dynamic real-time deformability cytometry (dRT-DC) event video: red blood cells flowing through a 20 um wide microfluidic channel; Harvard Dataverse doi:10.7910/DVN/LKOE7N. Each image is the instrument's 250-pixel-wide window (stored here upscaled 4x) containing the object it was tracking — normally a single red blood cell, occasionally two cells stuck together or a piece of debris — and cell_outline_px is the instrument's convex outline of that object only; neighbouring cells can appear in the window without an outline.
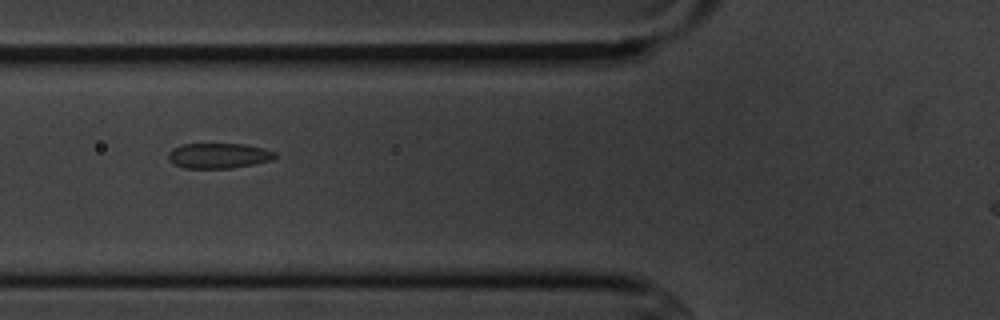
{"species": "common noctule bat (a hibernating species)", "species_latin": "Nyctalus noctula", "temperature_condition": "cold", "stored_images_in_passage": 7, "camera_frame_rate_fps": 3000, "um_per_image_px": 0.085, "animal": {"sex": "male", "body_mass_g": 20.1, "forearm_length_mm": 53.5}, "frame": {"image": 1, "passage_image": 4, "time_ms": 4.333, "image_size_px": [1000, 320], "cell_outline_px": [[276, 156], [272, 160], [252, 164], [228, 168], [184, 168], [172, 164], [168, 160], [168, 152], [172, 148], [184, 144], [244, 144], [264, 148], [276, 152]], "centroid_in_image_um": [18.55, 13.23], "position_along_channel_um": 107.3, "area_um2": 15.72}}
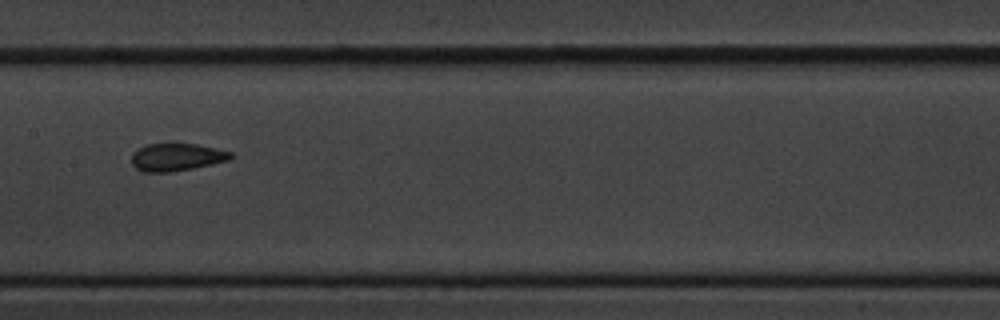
{"frame": {"image": 2, "passage_image": 6, "time_ms": 6.667, "image_size_px": [1000, 320], "cell_outline_px": [[236, 156], [228, 160], [212, 164], [192, 168], [168, 172], [144, 172], [136, 168], [132, 164], [132, 152], [148, 144], [172, 140], [176, 140], [196, 144], [232, 152]], "centroid_in_image_um": [15.01, 13.3], "position_along_channel_um": 192.4, "area_um2": 16.53}}
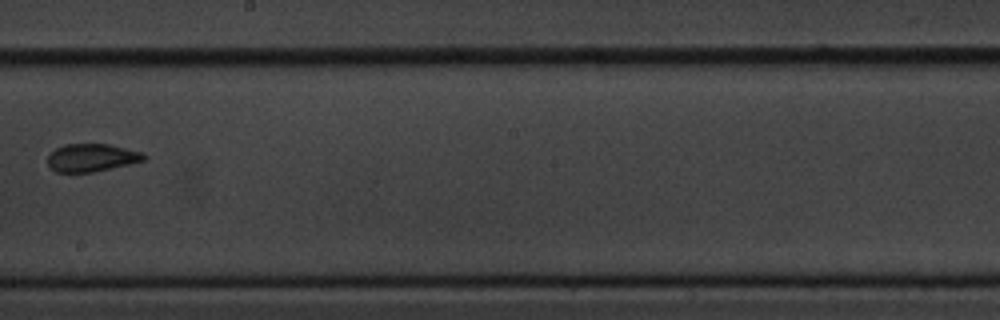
{"frame": {"image": 3, "passage_image": 7, "time_ms": 8.0, "image_size_px": [1000, 320], "cell_outline_px": [[148, 156], [144, 160], [128, 164], [92, 172], [56, 172], [48, 168], [48, 156], [56, 148], [64, 144], [108, 144], [144, 152]], "centroid_in_image_um": [7.78, 13.4], "position_along_channel_um": 240.4, "area_um2": 15.61}}